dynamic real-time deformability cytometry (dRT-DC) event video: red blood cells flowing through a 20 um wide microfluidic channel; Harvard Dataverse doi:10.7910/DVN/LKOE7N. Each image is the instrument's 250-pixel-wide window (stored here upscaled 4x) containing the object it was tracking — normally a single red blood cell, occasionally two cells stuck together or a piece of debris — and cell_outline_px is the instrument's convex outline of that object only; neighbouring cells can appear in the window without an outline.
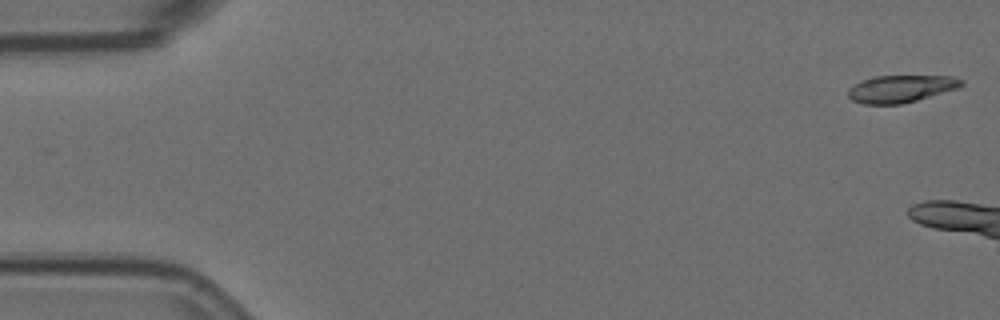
{"species": "Egyptian fruit bat (a non-hibernating species)", "species_latin": "Rousettus aegyptiacus", "temperature_condition": "room temperature", "stored_images_in_passage": 5, "camera_frame_rate_fps": 3000, "um_per_image_px": 0.085, "animal": {"sex": "female"}, "frame": {"image": 1, "passage_image": 1, "time_ms": 0.0, "image_size_px": [1000, 320], "cell_outline_px": [[964, 84], [960, 88], [916, 100], [900, 104], [864, 104], [852, 100], [848, 96], [848, 88], [860, 80], [872, 76], [952, 76], [964, 80]], "centroid_in_image_um": [76.58, 7.53], "position_along_channel_um": 8.4, "area_um2": 18.15}}